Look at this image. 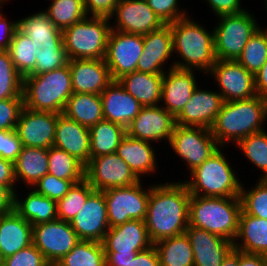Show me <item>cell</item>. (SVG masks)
<instances>
[{
  "label": "cell",
  "instance_id": "f6af8a7d",
  "mask_svg": "<svg viewBox=\"0 0 267 266\" xmlns=\"http://www.w3.org/2000/svg\"><path fill=\"white\" fill-rule=\"evenodd\" d=\"M240 200L245 214L267 220V180L259 179L249 191L241 185Z\"/></svg>",
  "mask_w": 267,
  "mask_h": 266
},
{
  "label": "cell",
  "instance_id": "f907efd6",
  "mask_svg": "<svg viewBox=\"0 0 267 266\" xmlns=\"http://www.w3.org/2000/svg\"><path fill=\"white\" fill-rule=\"evenodd\" d=\"M23 144L16 130H0V157L15 162L22 151Z\"/></svg>",
  "mask_w": 267,
  "mask_h": 266
},
{
  "label": "cell",
  "instance_id": "91938a15",
  "mask_svg": "<svg viewBox=\"0 0 267 266\" xmlns=\"http://www.w3.org/2000/svg\"><path fill=\"white\" fill-rule=\"evenodd\" d=\"M239 266H267V256L239 251Z\"/></svg>",
  "mask_w": 267,
  "mask_h": 266
},
{
  "label": "cell",
  "instance_id": "7a4b0ae2",
  "mask_svg": "<svg viewBox=\"0 0 267 266\" xmlns=\"http://www.w3.org/2000/svg\"><path fill=\"white\" fill-rule=\"evenodd\" d=\"M267 119V100L259 95L244 100L224 102L210 128L220 147L227 141L235 144L247 136L263 131Z\"/></svg>",
  "mask_w": 267,
  "mask_h": 266
},
{
  "label": "cell",
  "instance_id": "d590c367",
  "mask_svg": "<svg viewBox=\"0 0 267 266\" xmlns=\"http://www.w3.org/2000/svg\"><path fill=\"white\" fill-rule=\"evenodd\" d=\"M153 245L160 266H194L192 246L185 233L159 240Z\"/></svg>",
  "mask_w": 267,
  "mask_h": 266
},
{
  "label": "cell",
  "instance_id": "6f0895ef",
  "mask_svg": "<svg viewBox=\"0 0 267 266\" xmlns=\"http://www.w3.org/2000/svg\"><path fill=\"white\" fill-rule=\"evenodd\" d=\"M106 266H129L137 253L104 252Z\"/></svg>",
  "mask_w": 267,
  "mask_h": 266
},
{
  "label": "cell",
  "instance_id": "db71d44e",
  "mask_svg": "<svg viewBox=\"0 0 267 266\" xmlns=\"http://www.w3.org/2000/svg\"><path fill=\"white\" fill-rule=\"evenodd\" d=\"M1 8V7H0ZM0 9V50H7L11 43L14 32L18 28V22H7Z\"/></svg>",
  "mask_w": 267,
  "mask_h": 266
},
{
  "label": "cell",
  "instance_id": "5bb4252c",
  "mask_svg": "<svg viewBox=\"0 0 267 266\" xmlns=\"http://www.w3.org/2000/svg\"><path fill=\"white\" fill-rule=\"evenodd\" d=\"M143 37L111 29L104 57L113 81L137 71V62L143 53Z\"/></svg>",
  "mask_w": 267,
  "mask_h": 266
},
{
  "label": "cell",
  "instance_id": "e7e4bbea",
  "mask_svg": "<svg viewBox=\"0 0 267 266\" xmlns=\"http://www.w3.org/2000/svg\"><path fill=\"white\" fill-rule=\"evenodd\" d=\"M7 1V0H6ZM5 2V0H0V7L2 6V3Z\"/></svg>",
  "mask_w": 267,
  "mask_h": 266
},
{
  "label": "cell",
  "instance_id": "60d3db41",
  "mask_svg": "<svg viewBox=\"0 0 267 266\" xmlns=\"http://www.w3.org/2000/svg\"><path fill=\"white\" fill-rule=\"evenodd\" d=\"M94 191L95 189L85 179L74 184L69 192L57 201L58 219L71 222Z\"/></svg>",
  "mask_w": 267,
  "mask_h": 266
},
{
  "label": "cell",
  "instance_id": "836d02e7",
  "mask_svg": "<svg viewBox=\"0 0 267 266\" xmlns=\"http://www.w3.org/2000/svg\"><path fill=\"white\" fill-rule=\"evenodd\" d=\"M62 114L90 128L104 119L100 94L73 93Z\"/></svg>",
  "mask_w": 267,
  "mask_h": 266
},
{
  "label": "cell",
  "instance_id": "2e32d148",
  "mask_svg": "<svg viewBox=\"0 0 267 266\" xmlns=\"http://www.w3.org/2000/svg\"><path fill=\"white\" fill-rule=\"evenodd\" d=\"M59 115L24 107L15 128L23 146L47 149L52 147Z\"/></svg>",
  "mask_w": 267,
  "mask_h": 266
},
{
  "label": "cell",
  "instance_id": "52a82bcc",
  "mask_svg": "<svg viewBox=\"0 0 267 266\" xmlns=\"http://www.w3.org/2000/svg\"><path fill=\"white\" fill-rule=\"evenodd\" d=\"M190 174L192 175L191 179L183 183L187 186L191 195L240 197L242 184L234 175L235 173L220 147L203 164L192 170Z\"/></svg>",
  "mask_w": 267,
  "mask_h": 266
},
{
  "label": "cell",
  "instance_id": "e575fe53",
  "mask_svg": "<svg viewBox=\"0 0 267 266\" xmlns=\"http://www.w3.org/2000/svg\"><path fill=\"white\" fill-rule=\"evenodd\" d=\"M90 158L116 153L126 128L103 119L89 128Z\"/></svg>",
  "mask_w": 267,
  "mask_h": 266
},
{
  "label": "cell",
  "instance_id": "7bdbcfd3",
  "mask_svg": "<svg viewBox=\"0 0 267 266\" xmlns=\"http://www.w3.org/2000/svg\"><path fill=\"white\" fill-rule=\"evenodd\" d=\"M23 98V77L14 66L9 52L0 50V100Z\"/></svg>",
  "mask_w": 267,
  "mask_h": 266
},
{
  "label": "cell",
  "instance_id": "94428289",
  "mask_svg": "<svg viewBox=\"0 0 267 266\" xmlns=\"http://www.w3.org/2000/svg\"><path fill=\"white\" fill-rule=\"evenodd\" d=\"M14 194L5 186L0 184V215L13 210Z\"/></svg>",
  "mask_w": 267,
  "mask_h": 266
},
{
  "label": "cell",
  "instance_id": "ee69618b",
  "mask_svg": "<svg viewBox=\"0 0 267 266\" xmlns=\"http://www.w3.org/2000/svg\"><path fill=\"white\" fill-rule=\"evenodd\" d=\"M246 158L264 172L260 179L267 180V133H253L236 143Z\"/></svg>",
  "mask_w": 267,
  "mask_h": 266
},
{
  "label": "cell",
  "instance_id": "be15d7a7",
  "mask_svg": "<svg viewBox=\"0 0 267 266\" xmlns=\"http://www.w3.org/2000/svg\"><path fill=\"white\" fill-rule=\"evenodd\" d=\"M2 263H3V256H2V254L0 252V266H2Z\"/></svg>",
  "mask_w": 267,
  "mask_h": 266
},
{
  "label": "cell",
  "instance_id": "484cf974",
  "mask_svg": "<svg viewBox=\"0 0 267 266\" xmlns=\"http://www.w3.org/2000/svg\"><path fill=\"white\" fill-rule=\"evenodd\" d=\"M105 120L127 128L143 105L119 84L112 81L100 94Z\"/></svg>",
  "mask_w": 267,
  "mask_h": 266
},
{
  "label": "cell",
  "instance_id": "f5cc1de1",
  "mask_svg": "<svg viewBox=\"0 0 267 266\" xmlns=\"http://www.w3.org/2000/svg\"><path fill=\"white\" fill-rule=\"evenodd\" d=\"M207 2L217 16L238 14L245 11L241 9L240 0H207Z\"/></svg>",
  "mask_w": 267,
  "mask_h": 266
},
{
  "label": "cell",
  "instance_id": "680465c9",
  "mask_svg": "<svg viewBox=\"0 0 267 266\" xmlns=\"http://www.w3.org/2000/svg\"><path fill=\"white\" fill-rule=\"evenodd\" d=\"M255 89L257 95L267 100V61L255 75Z\"/></svg>",
  "mask_w": 267,
  "mask_h": 266
},
{
  "label": "cell",
  "instance_id": "6da1fadb",
  "mask_svg": "<svg viewBox=\"0 0 267 266\" xmlns=\"http://www.w3.org/2000/svg\"><path fill=\"white\" fill-rule=\"evenodd\" d=\"M190 197L183 182H168L150 187L145 223L153 244L185 233L189 226Z\"/></svg>",
  "mask_w": 267,
  "mask_h": 266
},
{
  "label": "cell",
  "instance_id": "b9f144b4",
  "mask_svg": "<svg viewBox=\"0 0 267 266\" xmlns=\"http://www.w3.org/2000/svg\"><path fill=\"white\" fill-rule=\"evenodd\" d=\"M237 61L252 74L258 73L267 61V30L259 28L251 36Z\"/></svg>",
  "mask_w": 267,
  "mask_h": 266
},
{
  "label": "cell",
  "instance_id": "f35d334b",
  "mask_svg": "<svg viewBox=\"0 0 267 266\" xmlns=\"http://www.w3.org/2000/svg\"><path fill=\"white\" fill-rule=\"evenodd\" d=\"M48 162V173L54 175L58 179H85V166L64 150L54 146L50 147L48 152Z\"/></svg>",
  "mask_w": 267,
  "mask_h": 266
},
{
  "label": "cell",
  "instance_id": "bcb514c9",
  "mask_svg": "<svg viewBox=\"0 0 267 266\" xmlns=\"http://www.w3.org/2000/svg\"><path fill=\"white\" fill-rule=\"evenodd\" d=\"M81 181L83 180L58 179L54 175L47 173L34 185V187H37L34 190L54 201H59L69 192L74 184Z\"/></svg>",
  "mask_w": 267,
  "mask_h": 266
},
{
  "label": "cell",
  "instance_id": "681fc988",
  "mask_svg": "<svg viewBox=\"0 0 267 266\" xmlns=\"http://www.w3.org/2000/svg\"><path fill=\"white\" fill-rule=\"evenodd\" d=\"M148 6L165 23L169 24L187 17L186 11L178 9V0H146Z\"/></svg>",
  "mask_w": 267,
  "mask_h": 266
},
{
  "label": "cell",
  "instance_id": "f546056e",
  "mask_svg": "<svg viewBox=\"0 0 267 266\" xmlns=\"http://www.w3.org/2000/svg\"><path fill=\"white\" fill-rule=\"evenodd\" d=\"M163 76L134 71L117 81L143 106H156L161 101Z\"/></svg>",
  "mask_w": 267,
  "mask_h": 266
},
{
  "label": "cell",
  "instance_id": "9c48e42d",
  "mask_svg": "<svg viewBox=\"0 0 267 266\" xmlns=\"http://www.w3.org/2000/svg\"><path fill=\"white\" fill-rule=\"evenodd\" d=\"M218 17L221 20L213 29L216 59L237 61L251 36L259 29V25L247 10Z\"/></svg>",
  "mask_w": 267,
  "mask_h": 266
},
{
  "label": "cell",
  "instance_id": "ac0fdd59",
  "mask_svg": "<svg viewBox=\"0 0 267 266\" xmlns=\"http://www.w3.org/2000/svg\"><path fill=\"white\" fill-rule=\"evenodd\" d=\"M117 24L112 30L145 35L166 25L148 6L146 0H120L112 15Z\"/></svg>",
  "mask_w": 267,
  "mask_h": 266
},
{
  "label": "cell",
  "instance_id": "4316f807",
  "mask_svg": "<svg viewBox=\"0 0 267 266\" xmlns=\"http://www.w3.org/2000/svg\"><path fill=\"white\" fill-rule=\"evenodd\" d=\"M53 146L66 151L86 166L90 161L89 128L60 114Z\"/></svg>",
  "mask_w": 267,
  "mask_h": 266
},
{
  "label": "cell",
  "instance_id": "277c9868",
  "mask_svg": "<svg viewBox=\"0 0 267 266\" xmlns=\"http://www.w3.org/2000/svg\"><path fill=\"white\" fill-rule=\"evenodd\" d=\"M173 37V52L177 53L182 62L175 61L173 67L209 73L216 62L214 51V33L184 17L169 23ZM177 51V52H176Z\"/></svg>",
  "mask_w": 267,
  "mask_h": 266
},
{
  "label": "cell",
  "instance_id": "ba28073f",
  "mask_svg": "<svg viewBox=\"0 0 267 266\" xmlns=\"http://www.w3.org/2000/svg\"><path fill=\"white\" fill-rule=\"evenodd\" d=\"M110 18L86 17L62 31L63 45L69 60L104 59L111 32Z\"/></svg>",
  "mask_w": 267,
  "mask_h": 266
},
{
  "label": "cell",
  "instance_id": "1f68e13d",
  "mask_svg": "<svg viewBox=\"0 0 267 266\" xmlns=\"http://www.w3.org/2000/svg\"><path fill=\"white\" fill-rule=\"evenodd\" d=\"M47 148H34L23 146L22 151L14 162L16 181L20 179L27 185H34L48 173Z\"/></svg>",
  "mask_w": 267,
  "mask_h": 266
},
{
  "label": "cell",
  "instance_id": "d6a6232c",
  "mask_svg": "<svg viewBox=\"0 0 267 266\" xmlns=\"http://www.w3.org/2000/svg\"><path fill=\"white\" fill-rule=\"evenodd\" d=\"M14 194L13 209L33 226L58 219L57 201L31 190L27 197L20 201Z\"/></svg>",
  "mask_w": 267,
  "mask_h": 266
},
{
  "label": "cell",
  "instance_id": "816d5d0a",
  "mask_svg": "<svg viewBox=\"0 0 267 266\" xmlns=\"http://www.w3.org/2000/svg\"><path fill=\"white\" fill-rule=\"evenodd\" d=\"M120 0H83L87 15L96 17H112ZM89 12V13H88Z\"/></svg>",
  "mask_w": 267,
  "mask_h": 266
},
{
  "label": "cell",
  "instance_id": "f1b7e54d",
  "mask_svg": "<svg viewBox=\"0 0 267 266\" xmlns=\"http://www.w3.org/2000/svg\"><path fill=\"white\" fill-rule=\"evenodd\" d=\"M116 154L127 163L139 180L141 175L150 174L156 170V154L148 141L135 139L126 134Z\"/></svg>",
  "mask_w": 267,
  "mask_h": 266
},
{
  "label": "cell",
  "instance_id": "9f6ffc18",
  "mask_svg": "<svg viewBox=\"0 0 267 266\" xmlns=\"http://www.w3.org/2000/svg\"><path fill=\"white\" fill-rule=\"evenodd\" d=\"M15 181L14 163L0 157V184L15 194Z\"/></svg>",
  "mask_w": 267,
  "mask_h": 266
},
{
  "label": "cell",
  "instance_id": "3957f363",
  "mask_svg": "<svg viewBox=\"0 0 267 266\" xmlns=\"http://www.w3.org/2000/svg\"><path fill=\"white\" fill-rule=\"evenodd\" d=\"M241 211L240 197L191 195L189 200V226L206 230L235 242L239 230Z\"/></svg>",
  "mask_w": 267,
  "mask_h": 266
},
{
  "label": "cell",
  "instance_id": "5b68a950",
  "mask_svg": "<svg viewBox=\"0 0 267 266\" xmlns=\"http://www.w3.org/2000/svg\"><path fill=\"white\" fill-rule=\"evenodd\" d=\"M18 29L33 41L36 65L34 75L52 71L68 64L63 33L44 11L17 20Z\"/></svg>",
  "mask_w": 267,
  "mask_h": 266
},
{
  "label": "cell",
  "instance_id": "7402d4cb",
  "mask_svg": "<svg viewBox=\"0 0 267 266\" xmlns=\"http://www.w3.org/2000/svg\"><path fill=\"white\" fill-rule=\"evenodd\" d=\"M104 252L137 253L153 245L145 221L131 220L109 228L102 241Z\"/></svg>",
  "mask_w": 267,
  "mask_h": 266
},
{
  "label": "cell",
  "instance_id": "9a60e30c",
  "mask_svg": "<svg viewBox=\"0 0 267 266\" xmlns=\"http://www.w3.org/2000/svg\"><path fill=\"white\" fill-rule=\"evenodd\" d=\"M220 86L224 102L249 99L257 95L255 75L247 71L238 61L216 60L209 71Z\"/></svg>",
  "mask_w": 267,
  "mask_h": 266
},
{
  "label": "cell",
  "instance_id": "44dd1931",
  "mask_svg": "<svg viewBox=\"0 0 267 266\" xmlns=\"http://www.w3.org/2000/svg\"><path fill=\"white\" fill-rule=\"evenodd\" d=\"M73 93L101 94L113 81L104 59L68 61Z\"/></svg>",
  "mask_w": 267,
  "mask_h": 266
},
{
  "label": "cell",
  "instance_id": "ffe728a7",
  "mask_svg": "<svg viewBox=\"0 0 267 266\" xmlns=\"http://www.w3.org/2000/svg\"><path fill=\"white\" fill-rule=\"evenodd\" d=\"M223 103L224 100L218 92L197 87L182 111L175 117L176 124L210 129Z\"/></svg>",
  "mask_w": 267,
  "mask_h": 266
},
{
  "label": "cell",
  "instance_id": "c3c4849f",
  "mask_svg": "<svg viewBox=\"0 0 267 266\" xmlns=\"http://www.w3.org/2000/svg\"><path fill=\"white\" fill-rule=\"evenodd\" d=\"M24 108V98L0 100V130H14Z\"/></svg>",
  "mask_w": 267,
  "mask_h": 266
},
{
  "label": "cell",
  "instance_id": "cb8c5ba5",
  "mask_svg": "<svg viewBox=\"0 0 267 266\" xmlns=\"http://www.w3.org/2000/svg\"><path fill=\"white\" fill-rule=\"evenodd\" d=\"M143 37V53L137 62V71L149 74H164V63L172 56L173 37L170 25L149 32ZM162 66V67H161Z\"/></svg>",
  "mask_w": 267,
  "mask_h": 266
},
{
  "label": "cell",
  "instance_id": "603a6c76",
  "mask_svg": "<svg viewBox=\"0 0 267 266\" xmlns=\"http://www.w3.org/2000/svg\"><path fill=\"white\" fill-rule=\"evenodd\" d=\"M185 234L192 246L194 266H220L234 248V242L206 230L188 226Z\"/></svg>",
  "mask_w": 267,
  "mask_h": 266
},
{
  "label": "cell",
  "instance_id": "74e56055",
  "mask_svg": "<svg viewBox=\"0 0 267 266\" xmlns=\"http://www.w3.org/2000/svg\"><path fill=\"white\" fill-rule=\"evenodd\" d=\"M7 51L16 70L23 78L34 75L36 55L34 54L33 41L18 28L14 32Z\"/></svg>",
  "mask_w": 267,
  "mask_h": 266
},
{
  "label": "cell",
  "instance_id": "11a10c76",
  "mask_svg": "<svg viewBox=\"0 0 267 266\" xmlns=\"http://www.w3.org/2000/svg\"><path fill=\"white\" fill-rule=\"evenodd\" d=\"M129 266H160L159 257L154 245L137 252Z\"/></svg>",
  "mask_w": 267,
  "mask_h": 266
},
{
  "label": "cell",
  "instance_id": "7c38bea8",
  "mask_svg": "<svg viewBox=\"0 0 267 266\" xmlns=\"http://www.w3.org/2000/svg\"><path fill=\"white\" fill-rule=\"evenodd\" d=\"M79 240L70 222L57 219L33 226L32 242L51 266L67 255Z\"/></svg>",
  "mask_w": 267,
  "mask_h": 266
},
{
  "label": "cell",
  "instance_id": "6125c7cd",
  "mask_svg": "<svg viewBox=\"0 0 267 266\" xmlns=\"http://www.w3.org/2000/svg\"><path fill=\"white\" fill-rule=\"evenodd\" d=\"M220 266H239V251L233 248L223 259Z\"/></svg>",
  "mask_w": 267,
  "mask_h": 266
},
{
  "label": "cell",
  "instance_id": "d4e9b609",
  "mask_svg": "<svg viewBox=\"0 0 267 266\" xmlns=\"http://www.w3.org/2000/svg\"><path fill=\"white\" fill-rule=\"evenodd\" d=\"M197 84L193 70L171 66L163 76L161 95V101L165 102L163 108L176 117L191 98Z\"/></svg>",
  "mask_w": 267,
  "mask_h": 266
},
{
  "label": "cell",
  "instance_id": "30bf717a",
  "mask_svg": "<svg viewBox=\"0 0 267 266\" xmlns=\"http://www.w3.org/2000/svg\"><path fill=\"white\" fill-rule=\"evenodd\" d=\"M110 228L131 220L145 221L150 189L144 190L141 181L128 187L103 191Z\"/></svg>",
  "mask_w": 267,
  "mask_h": 266
},
{
  "label": "cell",
  "instance_id": "8d00e7d4",
  "mask_svg": "<svg viewBox=\"0 0 267 266\" xmlns=\"http://www.w3.org/2000/svg\"><path fill=\"white\" fill-rule=\"evenodd\" d=\"M54 266H106L102 242L79 240Z\"/></svg>",
  "mask_w": 267,
  "mask_h": 266
},
{
  "label": "cell",
  "instance_id": "8fae6325",
  "mask_svg": "<svg viewBox=\"0 0 267 266\" xmlns=\"http://www.w3.org/2000/svg\"><path fill=\"white\" fill-rule=\"evenodd\" d=\"M169 144L173 151L188 163L190 172L219 149V144L210 129L177 124Z\"/></svg>",
  "mask_w": 267,
  "mask_h": 266
},
{
  "label": "cell",
  "instance_id": "d6986e66",
  "mask_svg": "<svg viewBox=\"0 0 267 266\" xmlns=\"http://www.w3.org/2000/svg\"><path fill=\"white\" fill-rule=\"evenodd\" d=\"M80 240L102 242L110 226L103 191H94L70 222Z\"/></svg>",
  "mask_w": 267,
  "mask_h": 266
},
{
  "label": "cell",
  "instance_id": "8992f818",
  "mask_svg": "<svg viewBox=\"0 0 267 266\" xmlns=\"http://www.w3.org/2000/svg\"><path fill=\"white\" fill-rule=\"evenodd\" d=\"M72 94L69 64L23 78L24 107L34 111L62 114Z\"/></svg>",
  "mask_w": 267,
  "mask_h": 266
},
{
  "label": "cell",
  "instance_id": "4dcf8cb0",
  "mask_svg": "<svg viewBox=\"0 0 267 266\" xmlns=\"http://www.w3.org/2000/svg\"><path fill=\"white\" fill-rule=\"evenodd\" d=\"M234 249L250 254L267 256V220L241 211L239 230ZM242 242H238V239ZM242 243V244H241Z\"/></svg>",
  "mask_w": 267,
  "mask_h": 266
},
{
  "label": "cell",
  "instance_id": "83f0119b",
  "mask_svg": "<svg viewBox=\"0 0 267 266\" xmlns=\"http://www.w3.org/2000/svg\"><path fill=\"white\" fill-rule=\"evenodd\" d=\"M33 225L14 209L0 215V252L3 259L31 244Z\"/></svg>",
  "mask_w": 267,
  "mask_h": 266
},
{
  "label": "cell",
  "instance_id": "7dc6e473",
  "mask_svg": "<svg viewBox=\"0 0 267 266\" xmlns=\"http://www.w3.org/2000/svg\"><path fill=\"white\" fill-rule=\"evenodd\" d=\"M2 266H51L41 251L34 245L21 249L14 255L3 259Z\"/></svg>",
  "mask_w": 267,
  "mask_h": 266
},
{
  "label": "cell",
  "instance_id": "ab89813d",
  "mask_svg": "<svg viewBox=\"0 0 267 266\" xmlns=\"http://www.w3.org/2000/svg\"><path fill=\"white\" fill-rule=\"evenodd\" d=\"M48 11H44L53 24L60 30L72 26L86 18L83 0H51Z\"/></svg>",
  "mask_w": 267,
  "mask_h": 266
},
{
  "label": "cell",
  "instance_id": "4fadbf2b",
  "mask_svg": "<svg viewBox=\"0 0 267 266\" xmlns=\"http://www.w3.org/2000/svg\"><path fill=\"white\" fill-rule=\"evenodd\" d=\"M85 180L96 191L128 187L140 181L116 153L90 158L85 166Z\"/></svg>",
  "mask_w": 267,
  "mask_h": 266
},
{
  "label": "cell",
  "instance_id": "e0dca14e",
  "mask_svg": "<svg viewBox=\"0 0 267 266\" xmlns=\"http://www.w3.org/2000/svg\"><path fill=\"white\" fill-rule=\"evenodd\" d=\"M158 105L143 106L126 128V134L148 142L167 139L169 143L176 125L175 117Z\"/></svg>",
  "mask_w": 267,
  "mask_h": 266
}]
</instances>
